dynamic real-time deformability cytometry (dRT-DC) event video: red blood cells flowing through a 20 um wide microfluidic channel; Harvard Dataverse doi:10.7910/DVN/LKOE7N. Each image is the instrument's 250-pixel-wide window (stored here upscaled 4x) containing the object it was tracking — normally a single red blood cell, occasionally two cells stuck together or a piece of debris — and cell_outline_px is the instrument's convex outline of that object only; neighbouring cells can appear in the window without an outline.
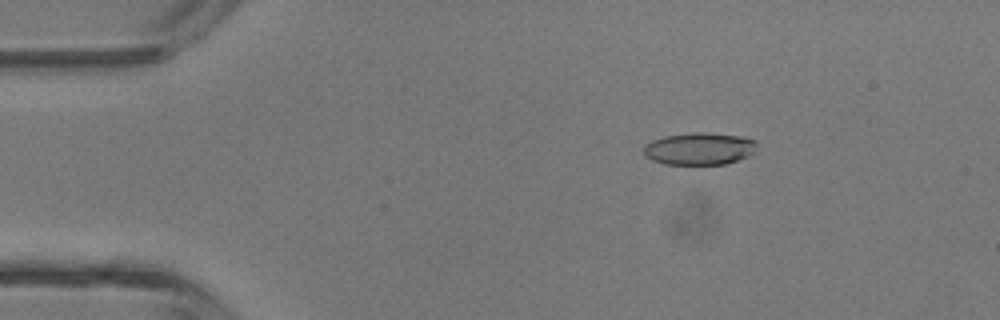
{"species": "common noctule bat (a hibernating species)", "species_latin": "Nyctalus noctula", "temperature_condition": "room temperature", "stored_images_in_passage": 5, "camera_frame_rate_fps": 3000, "um_per_image_px": 0.085, "animal": {"sex": "male", "body_mass_g": 13.3}, "frame": {"image": 1, "passage_image": 3, "time_ms": 2.333, "image_size_px": [1000, 320], "cell_outline_px": [[756, 144], [752, 152], [748, 156], [724, 164], [664, 164], [652, 160], [644, 156], [644, 144], [652, 140], [664, 136], [692, 132], [708, 132], [744, 136], [756, 140]], "centroid_in_image_um": [59.42, 12.62], "position_along_channel_um": 25.6, "area_um2": 21.39}}
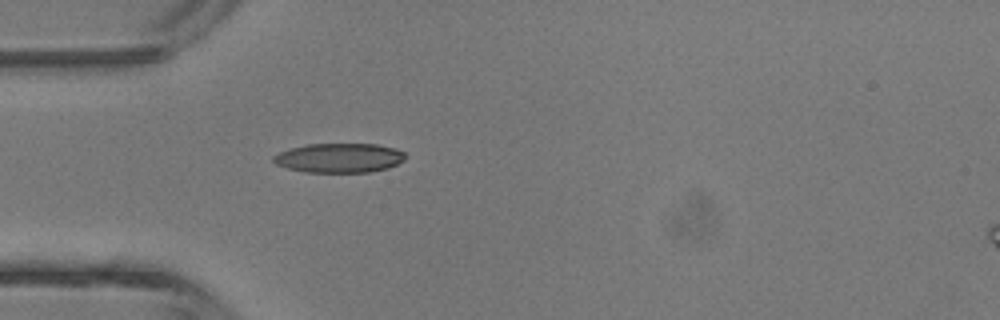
{"frame": {"image": 2, "passage_image": 5, "time_ms": 4.333, "image_size_px": [1000, 320], "cell_outline_px": [[404, 160], [388, 168], [368, 172], [304, 172], [288, 168], [276, 164], [272, 160], [272, 156], [280, 152], [292, 148], [308, 144], [376, 144], [396, 148], [404, 152]], "centroid_in_image_um": [28.83, 13.42], "position_along_channel_um": 56.2, "area_um2": 22.48}}